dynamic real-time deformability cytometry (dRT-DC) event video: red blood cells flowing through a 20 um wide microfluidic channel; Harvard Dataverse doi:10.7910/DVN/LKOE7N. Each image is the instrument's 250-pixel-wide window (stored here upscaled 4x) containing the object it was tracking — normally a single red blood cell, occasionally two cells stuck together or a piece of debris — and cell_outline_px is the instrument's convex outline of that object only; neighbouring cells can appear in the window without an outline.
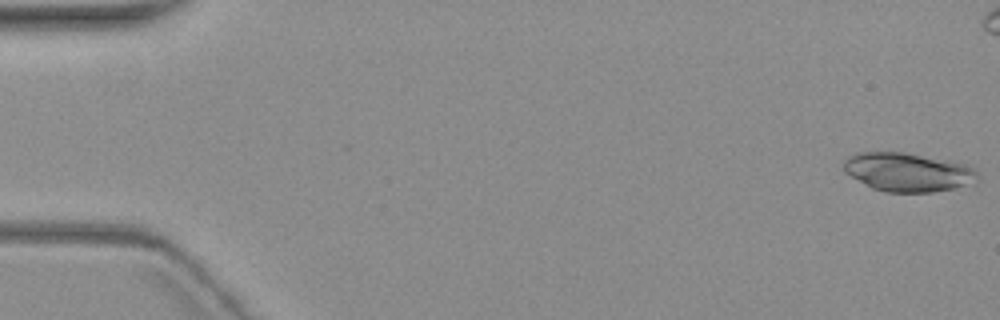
{"species": "common noctule bat (a hibernating species)", "species_latin": "Nyctalus noctula", "temperature_condition": "warm", "stored_images_in_passage": 7, "camera_frame_rate_fps": 3000, "um_per_image_px": 0.085, "animal": {"sex": "female", "body_mass_g": 19.3, "forearm_length_mm": 54.1}, "frame": {"image": 1, "passage_image": 1, "time_ms": 0.0, "image_size_px": [1000, 320], "cell_outline_px": [[980, 180], [956, 188], [932, 192], [884, 192], [872, 188], [844, 172], [844, 160], [848, 156], [856, 152], [904, 152], [948, 160], [968, 164], [976, 168], [980, 176]], "centroid_in_image_um": [77.21, 14.62], "position_along_channel_um": 7.8, "area_um2": 30.58}}